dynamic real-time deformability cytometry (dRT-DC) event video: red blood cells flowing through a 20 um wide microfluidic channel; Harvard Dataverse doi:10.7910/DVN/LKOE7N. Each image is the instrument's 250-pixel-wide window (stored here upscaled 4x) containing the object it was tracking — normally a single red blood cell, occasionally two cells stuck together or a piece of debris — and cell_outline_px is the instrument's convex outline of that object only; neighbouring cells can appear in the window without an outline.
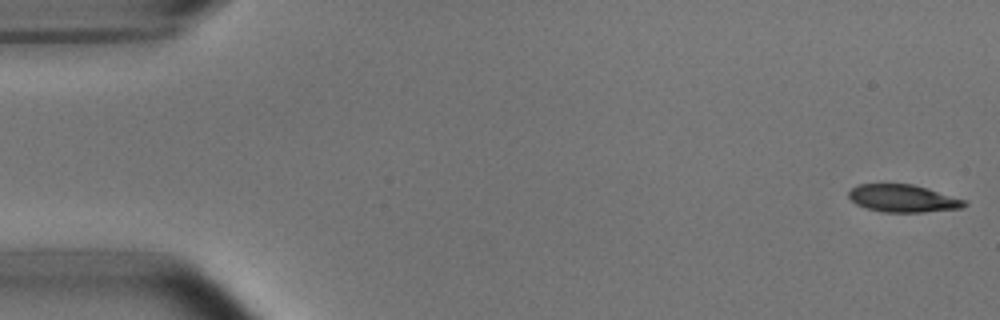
{"species": "common noctule bat (a hibernating species)", "species_latin": "Nyctalus noctula", "temperature_condition": "room temperature", "stored_images_in_passage": 53, "camera_frame_rate_fps": 3000, "um_per_image_px": 0.085, "animal": {"sex": "male", "body_mass_g": 15.6}, "frame": {"image": 1, "passage_image": 1, "time_ms": 0.0, "image_size_px": [1000, 320], "cell_outline_px": [[968, 204], [960, 208], [924, 212], [884, 212], [868, 208], [856, 204], [848, 196], [848, 192], [856, 184], [912, 184], [928, 188], [968, 200]], "centroid_in_image_um": [76.79, 16.85], "position_along_channel_um": 8.2, "area_um2": 18.61}}
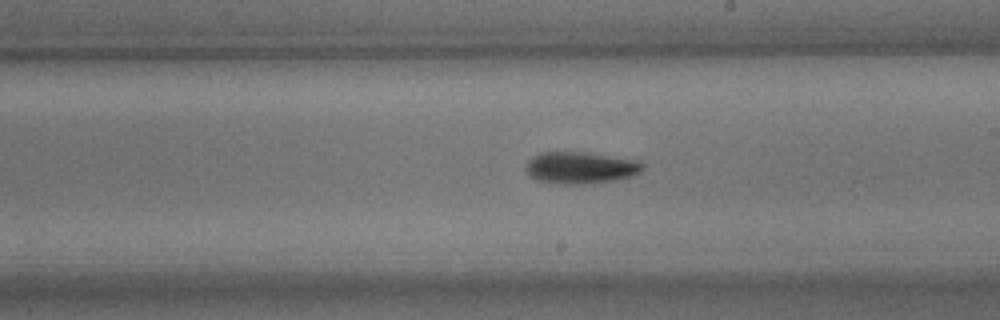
{"frame": {"image": 2, "passage_image": 30, "time_ms": 9.667, "image_size_px": [1000, 320], "cell_outline_px": [[644, 168], [640, 172], [632, 176], [616, 180], [580, 184], [552, 184], [536, 180], [524, 168], [528, 160], [532, 156], [540, 152], [584, 152], [640, 160], [644, 164]], "centroid_in_image_um": [49.34, 14.25], "position_along_channel_um": 239.7, "area_um2": 21.91}}
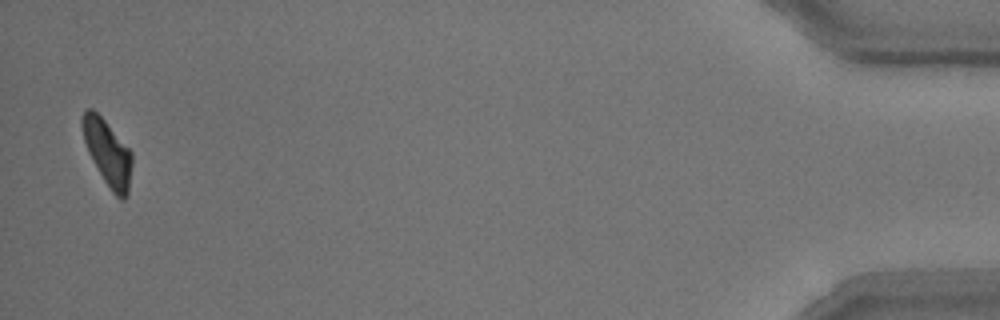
{"frame": {"image": 3, "passage_image": 52, "time_ms": 17.0, "image_size_px": [1000, 320], "cell_outline_px": [[132, 164], [128, 192], [124, 200], [120, 200], [112, 192], [104, 180], [88, 152], [84, 140], [80, 124], [80, 120], [84, 108], [92, 108], [104, 120], [132, 152]], "centroid_in_image_um": [9.12, 12.96], "position_along_channel_um": 426.1, "area_um2": 18.96}, "authors_computed_cell_mechanics": {"area_um2": 20.1144, "velocity_mm_per_s": 3.7373, "shape_relaxation_time_tau1_ms": 2.6786, "shape_relaxation_time_tau2_ms": 6.7381, "deformation_change_tau1": 0.1413, "deformation_change_tau2": 0.1255}}